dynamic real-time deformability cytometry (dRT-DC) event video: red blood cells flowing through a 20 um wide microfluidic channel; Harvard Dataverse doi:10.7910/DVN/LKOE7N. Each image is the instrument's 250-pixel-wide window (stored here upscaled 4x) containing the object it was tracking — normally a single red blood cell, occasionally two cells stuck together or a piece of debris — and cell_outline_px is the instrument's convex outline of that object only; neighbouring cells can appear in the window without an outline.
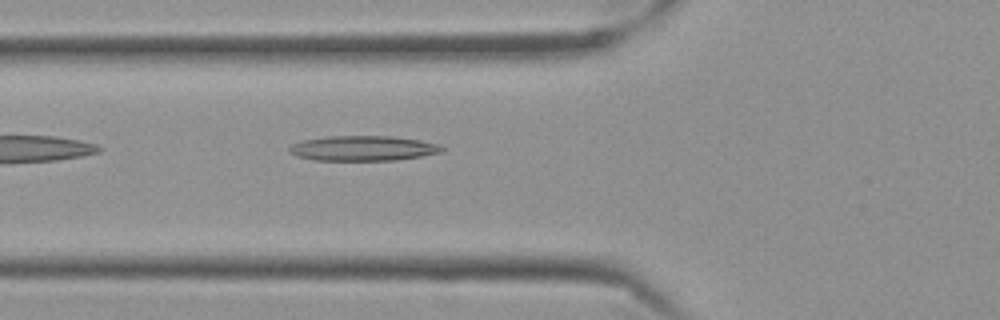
{"species": "Egyptian fruit bat (a non-hibernating species)", "species_latin": "Rousettus aegyptiacus", "temperature_condition": "cold", "stored_images_in_passage": 4, "camera_frame_rate_fps": 3000, "um_per_image_px": 0.085, "frame": {"image": 1, "passage_image": 3, "time_ms": 0.667, "image_size_px": [1000, 320], "cell_outline_px": [[444, 152], [396, 160], [312, 160], [296, 156], [288, 152], [288, 148], [292, 144], [304, 140], [328, 136], [392, 136], [420, 140], [440, 144], [444, 148]], "centroid_in_image_um": [30.86, 12.6], "position_along_channel_um": 94.9, "area_um2": 22.37}}